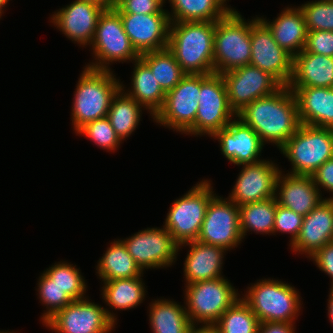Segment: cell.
Returning <instances> with one entry per match:
<instances>
[{"mask_svg": "<svg viewBox=\"0 0 333 333\" xmlns=\"http://www.w3.org/2000/svg\"><path fill=\"white\" fill-rule=\"evenodd\" d=\"M237 117L250 126L265 145L272 143L279 149L301 125L297 100L288 86H281L273 94L256 99Z\"/></svg>", "mask_w": 333, "mask_h": 333, "instance_id": "cell-1", "label": "cell"}, {"mask_svg": "<svg viewBox=\"0 0 333 333\" xmlns=\"http://www.w3.org/2000/svg\"><path fill=\"white\" fill-rule=\"evenodd\" d=\"M216 21L171 22L168 49L186 74L214 73Z\"/></svg>", "mask_w": 333, "mask_h": 333, "instance_id": "cell-2", "label": "cell"}, {"mask_svg": "<svg viewBox=\"0 0 333 333\" xmlns=\"http://www.w3.org/2000/svg\"><path fill=\"white\" fill-rule=\"evenodd\" d=\"M113 72L84 66L72 102L70 119L75 133L87 123L108 115L111 101L122 83Z\"/></svg>", "mask_w": 333, "mask_h": 333, "instance_id": "cell-3", "label": "cell"}, {"mask_svg": "<svg viewBox=\"0 0 333 333\" xmlns=\"http://www.w3.org/2000/svg\"><path fill=\"white\" fill-rule=\"evenodd\" d=\"M297 289L276 279L257 280L241 298L249 305L260 323H295L302 307Z\"/></svg>", "mask_w": 333, "mask_h": 333, "instance_id": "cell-4", "label": "cell"}, {"mask_svg": "<svg viewBox=\"0 0 333 333\" xmlns=\"http://www.w3.org/2000/svg\"><path fill=\"white\" fill-rule=\"evenodd\" d=\"M279 150L291 162L288 174L312 176L333 158V129L301 124Z\"/></svg>", "mask_w": 333, "mask_h": 333, "instance_id": "cell-5", "label": "cell"}, {"mask_svg": "<svg viewBox=\"0 0 333 333\" xmlns=\"http://www.w3.org/2000/svg\"><path fill=\"white\" fill-rule=\"evenodd\" d=\"M226 277L185 285V309L193 326H213L239 298Z\"/></svg>", "mask_w": 333, "mask_h": 333, "instance_id": "cell-6", "label": "cell"}, {"mask_svg": "<svg viewBox=\"0 0 333 333\" xmlns=\"http://www.w3.org/2000/svg\"><path fill=\"white\" fill-rule=\"evenodd\" d=\"M233 8L216 21L214 35V73L222 74L249 65L251 59V21Z\"/></svg>", "mask_w": 333, "mask_h": 333, "instance_id": "cell-7", "label": "cell"}, {"mask_svg": "<svg viewBox=\"0 0 333 333\" xmlns=\"http://www.w3.org/2000/svg\"><path fill=\"white\" fill-rule=\"evenodd\" d=\"M90 47L96 61L92 60L86 67L96 70H112L111 63L133 62L140 58L124 31L119 13L113 7L101 13Z\"/></svg>", "mask_w": 333, "mask_h": 333, "instance_id": "cell-8", "label": "cell"}, {"mask_svg": "<svg viewBox=\"0 0 333 333\" xmlns=\"http://www.w3.org/2000/svg\"><path fill=\"white\" fill-rule=\"evenodd\" d=\"M211 185L210 180L203 179L169 207L163 226L179 245L198 239L206 208L216 194Z\"/></svg>", "mask_w": 333, "mask_h": 333, "instance_id": "cell-9", "label": "cell"}, {"mask_svg": "<svg viewBox=\"0 0 333 333\" xmlns=\"http://www.w3.org/2000/svg\"><path fill=\"white\" fill-rule=\"evenodd\" d=\"M199 97L200 74H186L166 93L164 104L153 121L181 134L194 135Z\"/></svg>", "mask_w": 333, "mask_h": 333, "instance_id": "cell-10", "label": "cell"}, {"mask_svg": "<svg viewBox=\"0 0 333 333\" xmlns=\"http://www.w3.org/2000/svg\"><path fill=\"white\" fill-rule=\"evenodd\" d=\"M110 311L86 297L67 304L43 325L56 333H111L117 317Z\"/></svg>", "mask_w": 333, "mask_h": 333, "instance_id": "cell-11", "label": "cell"}, {"mask_svg": "<svg viewBox=\"0 0 333 333\" xmlns=\"http://www.w3.org/2000/svg\"><path fill=\"white\" fill-rule=\"evenodd\" d=\"M199 107L194 122V136L212 137L236 117L231 109L221 74H200Z\"/></svg>", "mask_w": 333, "mask_h": 333, "instance_id": "cell-12", "label": "cell"}, {"mask_svg": "<svg viewBox=\"0 0 333 333\" xmlns=\"http://www.w3.org/2000/svg\"><path fill=\"white\" fill-rule=\"evenodd\" d=\"M239 206L228 197L216 194L210 199L197 241L225 248H237L243 242Z\"/></svg>", "mask_w": 333, "mask_h": 333, "instance_id": "cell-13", "label": "cell"}, {"mask_svg": "<svg viewBox=\"0 0 333 333\" xmlns=\"http://www.w3.org/2000/svg\"><path fill=\"white\" fill-rule=\"evenodd\" d=\"M121 241L143 272L174 265L180 251L179 244L164 226L140 230Z\"/></svg>", "mask_w": 333, "mask_h": 333, "instance_id": "cell-14", "label": "cell"}, {"mask_svg": "<svg viewBox=\"0 0 333 333\" xmlns=\"http://www.w3.org/2000/svg\"><path fill=\"white\" fill-rule=\"evenodd\" d=\"M250 41L249 64L268 72L282 86H288L293 74V56L278 45L258 16L251 19Z\"/></svg>", "mask_w": 333, "mask_h": 333, "instance_id": "cell-15", "label": "cell"}, {"mask_svg": "<svg viewBox=\"0 0 333 333\" xmlns=\"http://www.w3.org/2000/svg\"><path fill=\"white\" fill-rule=\"evenodd\" d=\"M221 76L226 85L229 105L236 115L248 104L273 94L282 86L268 72L250 64L224 72Z\"/></svg>", "mask_w": 333, "mask_h": 333, "instance_id": "cell-16", "label": "cell"}, {"mask_svg": "<svg viewBox=\"0 0 333 333\" xmlns=\"http://www.w3.org/2000/svg\"><path fill=\"white\" fill-rule=\"evenodd\" d=\"M281 170L272 160L242 164L229 199L240 206L275 197L276 182Z\"/></svg>", "mask_w": 333, "mask_h": 333, "instance_id": "cell-17", "label": "cell"}, {"mask_svg": "<svg viewBox=\"0 0 333 333\" xmlns=\"http://www.w3.org/2000/svg\"><path fill=\"white\" fill-rule=\"evenodd\" d=\"M124 31L139 54L168 48L170 18L168 13H119Z\"/></svg>", "mask_w": 333, "mask_h": 333, "instance_id": "cell-18", "label": "cell"}, {"mask_svg": "<svg viewBox=\"0 0 333 333\" xmlns=\"http://www.w3.org/2000/svg\"><path fill=\"white\" fill-rule=\"evenodd\" d=\"M212 137L218 140L223 156L235 165L263 160L260 156L265 144L257 133L237 116Z\"/></svg>", "mask_w": 333, "mask_h": 333, "instance_id": "cell-19", "label": "cell"}, {"mask_svg": "<svg viewBox=\"0 0 333 333\" xmlns=\"http://www.w3.org/2000/svg\"><path fill=\"white\" fill-rule=\"evenodd\" d=\"M51 15V22L68 39L82 47L90 46L102 8L80 0H74Z\"/></svg>", "mask_w": 333, "mask_h": 333, "instance_id": "cell-20", "label": "cell"}, {"mask_svg": "<svg viewBox=\"0 0 333 333\" xmlns=\"http://www.w3.org/2000/svg\"><path fill=\"white\" fill-rule=\"evenodd\" d=\"M333 241V200L324 199L303 217L300 233L292 245L293 252L311 257Z\"/></svg>", "mask_w": 333, "mask_h": 333, "instance_id": "cell-21", "label": "cell"}, {"mask_svg": "<svg viewBox=\"0 0 333 333\" xmlns=\"http://www.w3.org/2000/svg\"><path fill=\"white\" fill-rule=\"evenodd\" d=\"M280 172L276 182L275 197L277 203L306 216L324 199L312 176L284 174Z\"/></svg>", "mask_w": 333, "mask_h": 333, "instance_id": "cell-22", "label": "cell"}, {"mask_svg": "<svg viewBox=\"0 0 333 333\" xmlns=\"http://www.w3.org/2000/svg\"><path fill=\"white\" fill-rule=\"evenodd\" d=\"M182 246L189 247L183 267L185 285L224 277L222 267L227 251L225 248L197 240L182 243L179 245V249Z\"/></svg>", "mask_w": 333, "mask_h": 333, "instance_id": "cell-23", "label": "cell"}, {"mask_svg": "<svg viewBox=\"0 0 333 333\" xmlns=\"http://www.w3.org/2000/svg\"><path fill=\"white\" fill-rule=\"evenodd\" d=\"M271 22L258 17L271 31L273 39L293 57L304 50L308 30L302 10L297 7H285Z\"/></svg>", "mask_w": 333, "mask_h": 333, "instance_id": "cell-24", "label": "cell"}, {"mask_svg": "<svg viewBox=\"0 0 333 333\" xmlns=\"http://www.w3.org/2000/svg\"><path fill=\"white\" fill-rule=\"evenodd\" d=\"M289 88L295 94L301 124L333 129V88Z\"/></svg>", "mask_w": 333, "mask_h": 333, "instance_id": "cell-25", "label": "cell"}, {"mask_svg": "<svg viewBox=\"0 0 333 333\" xmlns=\"http://www.w3.org/2000/svg\"><path fill=\"white\" fill-rule=\"evenodd\" d=\"M288 87L333 88V57L302 50L293 57V74Z\"/></svg>", "mask_w": 333, "mask_h": 333, "instance_id": "cell-26", "label": "cell"}, {"mask_svg": "<svg viewBox=\"0 0 333 333\" xmlns=\"http://www.w3.org/2000/svg\"><path fill=\"white\" fill-rule=\"evenodd\" d=\"M132 63L134 69L131 76V89L125 91L123 83H121V89L135 99L154 118L164 104L166 93L160 87L154 73L141 58Z\"/></svg>", "mask_w": 333, "mask_h": 333, "instance_id": "cell-27", "label": "cell"}, {"mask_svg": "<svg viewBox=\"0 0 333 333\" xmlns=\"http://www.w3.org/2000/svg\"><path fill=\"white\" fill-rule=\"evenodd\" d=\"M149 323L153 333H190L194 327L185 306L169 299H157L149 304Z\"/></svg>", "mask_w": 333, "mask_h": 333, "instance_id": "cell-28", "label": "cell"}, {"mask_svg": "<svg viewBox=\"0 0 333 333\" xmlns=\"http://www.w3.org/2000/svg\"><path fill=\"white\" fill-rule=\"evenodd\" d=\"M96 270L102 282L140 277L144 274L121 239L110 243L103 256L98 260Z\"/></svg>", "mask_w": 333, "mask_h": 333, "instance_id": "cell-29", "label": "cell"}, {"mask_svg": "<svg viewBox=\"0 0 333 333\" xmlns=\"http://www.w3.org/2000/svg\"><path fill=\"white\" fill-rule=\"evenodd\" d=\"M226 1L168 0L172 8L167 13L171 22L218 21L233 9Z\"/></svg>", "mask_w": 333, "mask_h": 333, "instance_id": "cell-30", "label": "cell"}, {"mask_svg": "<svg viewBox=\"0 0 333 333\" xmlns=\"http://www.w3.org/2000/svg\"><path fill=\"white\" fill-rule=\"evenodd\" d=\"M143 277L113 279L103 282L102 299L114 310H130L145 300L146 288Z\"/></svg>", "mask_w": 333, "mask_h": 333, "instance_id": "cell-31", "label": "cell"}, {"mask_svg": "<svg viewBox=\"0 0 333 333\" xmlns=\"http://www.w3.org/2000/svg\"><path fill=\"white\" fill-rule=\"evenodd\" d=\"M143 107L122 89L113 97L108 110V119L116 135L124 141L140 123Z\"/></svg>", "mask_w": 333, "mask_h": 333, "instance_id": "cell-32", "label": "cell"}, {"mask_svg": "<svg viewBox=\"0 0 333 333\" xmlns=\"http://www.w3.org/2000/svg\"><path fill=\"white\" fill-rule=\"evenodd\" d=\"M276 197L239 206L240 231L243 239L248 232L273 234Z\"/></svg>", "mask_w": 333, "mask_h": 333, "instance_id": "cell-33", "label": "cell"}, {"mask_svg": "<svg viewBox=\"0 0 333 333\" xmlns=\"http://www.w3.org/2000/svg\"><path fill=\"white\" fill-rule=\"evenodd\" d=\"M140 58L149 66L165 93L172 90L186 75L168 48L140 54Z\"/></svg>", "mask_w": 333, "mask_h": 333, "instance_id": "cell-34", "label": "cell"}, {"mask_svg": "<svg viewBox=\"0 0 333 333\" xmlns=\"http://www.w3.org/2000/svg\"><path fill=\"white\" fill-rule=\"evenodd\" d=\"M260 321L249 305L239 298L212 326L218 333H258Z\"/></svg>", "mask_w": 333, "mask_h": 333, "instance_id": "cell-35", "label": "cell"}, {"mask_svg": "<svg viewBox=\"0 0 333 333\" xmlns=\"http://www.w3.org/2000/svg\"><path fill=\"white\" fill-rule=\"evenodd\" d=\"M44 272L53 279V283L65 290L73 300L86 298L84 295H86L88 286L76 264L73 265L66 261L55 262Z\"/></svg>", "mask_w": 333, "mask_h": 333, "instance_id": "cell-36", "label": "cell"}, {"mask_svg": "<svg viewBox=\"0 0 333 333\" xmlns=\"http://www.w3.org/2000/svg\"><path fill=\"white\" fill-rule=\"evenodd\" d=\"M37 292L40 299V303L46 306V310L41 316V321L44 324L49 318H51L57 311L63 309L67 304H70L74 300L58 285L53 283L45 272H43L38 279Z\"/></svg>", "mask_w": 333, "mask_h": 333, "instance_id": "cell-37", "label": "cell"}, {"mask_svg": "<svg viewBox=\"0 0 333 333\" xmlns=\"http://www.w3.org/2000/svg\"><path fill=\"white\" fill-rule=\"evenodd\" d=\"M76 134L86 136L95 145L102 149H107L108 152L116 151L120 143L122 144L107 116L87 123Z\"/></svg>", "mask_w": 333, "mask_h": 333, "instance_id": "cell-38", "label": "cell"}, {"mask_svg": "<svg viewBox=\"0 0 333 333\" xmlns=\"http://www.w3.org/2000/svg\"><path fill=\"white\" fill-rule=\"evenodd\" d=\"M308 31H333V0L307 1L299 6Z\"/></svg>", "mask_w": 333, "mask_h": 333, "instance_id": "cell-39", "label": "cell"}, {"mask_svg": "<svg viewBox=\"0 0 333 333\" xmlns=\"http://www.w3.org/2000/svg\"><path fill=\"white\" fill-rule=\"evenodd\" d=\"M302 222V215L295 213L291 209L279 205L276 200V213L274 219L273 235L278 232L290 234L291 240L289 241V245H292L300 233Z\"/></svg>", "mask_w": 333, "mask_h": 333, "instance_id": "cell-40", "label": "cell"}, {"mask_svg": "<svg viewBox=\"0 0 333 333\" xmlns=\"http://www.w3.org/2000/svg\"><path fill=\"white\" fill-rule=\"evenodd\" d=\"M166 0H115L113 8L118 13L153 14L167 13L163 9Z\"/></svg>", "mask_w": 333, "mask_h": 333, "instance_id": "cell-41", "label": "cell"}, {"mask_svg": "<svg viewBox=\"0 0 333 333\" xmlns=\"http://www.w3.org/2000/svg\"><path fill=\"white\" fill-rule=\"evenodd\" d=\"M304 51L333 57V31H308Z\"/></svg>", "mask_w": 333, "mask_h": 333, "instance_id": "cell-42", "label": "cell"}, {"mask_svg": "<svg viewBox=\"0 0 333 333\" xmlns=\"http://www.w3.org/2000/svg\"><path fill=\"white\" fill-rule=\"evenodd\" d=\"M314 184L317 186L322 194L321 188L325 191L332 193V197L327 199L333 200V158L327 160L322 164L312 175Z\"/></svg>", "mask_w": 333, "mask_h": 333, "instance_id": "cell-43", "label": "cell"}, {"mask_svg": "<svg viewBox=\"0 0 333 333\" xmlns=\"http://www.w3.org/2000/svg\"><path fill=\"white\" fill-rule=\"evenodd\" d=\"M309 259H312L320 271L331 278V288H333V242L317 250Z\"/></svg>", "mask_w": 333, "mask_h": 333, "instance_id": "cell-44", "label": "cell"}, {"mask_svg": "<svg viewBox=\"0 0 333 333\" xmlns=\"http://www.w3.org/2000/svg\"><path fill=\"white\" fill-rule=\"evenodd\" d=\"M296 323L265 322L260 323L258 333H295Z\"/></svg>", "mask_w": 333, "mask_h": 333, "instance_id": "cell-45", "label": "cell"}, {"mask_svg": "<svg viewBox=\"0 0 333 333\" xmlns=\"http://www.w3.org/2000/svg\"><path fill=\"white\" fill-rule=\"evenodd\" d=\"M86 3L94 4L103 10L110 9L114 6L115 0H80Z\"/></svg>", "mask_w": 333, "mask_h": 333, "instance_id": "cell-46", "label": "cell"}, {"mask_svg": "<svg viewBox=\"0 0 333 333\" xmlns=\"http://www.w3.org/2000/svg\"><path fill=\"white\" fill-rule=\"evenodd\" d=\"M330 289V292H329V298L327 299L328 300V303H327V307H328V318L330 320V323L332 324V327H333V288H329Z\"/></svg>", "mask_w": 333, "mask_h": 333, "instance_id": "cell-47", "label": "cell"}, {"mask_svg": "<svg viewBox=\"0 0 333 333\" xmlns=\"http://www.w3.org/2000/svg\"><path fill=\"white\" fill-rule=\"evenodd\" d=\"M190 333H218L212 326H194Z\"/></svg>", "mask_w": 333, "mask_h": 333, "instance_id": "cell-48", "label": "cell"}, {"mask_svg": "<svg viewBox=\"0 0 333 333\" xmlns=\"http://www.w3.org/2000/svg\"><path fill=\"white\" fill-rule=\"evenodd\" d=\"M10 0H0V17H2V14L4 13V9L7 4H9Z\"/></svg>", "mask_w": 333, "mask_h": 333, "instance_id": "cell-49", "label": "cell"}, {"mask_svg": "<svg viewBox=\"0 0 333 333\" xmlns=\"http://www.w3.org/2000/svg\"><path fill=\"white\" fill-rule=\"evenodd\" d=\"M0 333H12V332H9V331H0ZM13 333H15V332H13Z\"/></svg>", "mask_w": 333, "mask_h": 333, "instance_id": "cell-50", "label": "cell"}]
</instances>
